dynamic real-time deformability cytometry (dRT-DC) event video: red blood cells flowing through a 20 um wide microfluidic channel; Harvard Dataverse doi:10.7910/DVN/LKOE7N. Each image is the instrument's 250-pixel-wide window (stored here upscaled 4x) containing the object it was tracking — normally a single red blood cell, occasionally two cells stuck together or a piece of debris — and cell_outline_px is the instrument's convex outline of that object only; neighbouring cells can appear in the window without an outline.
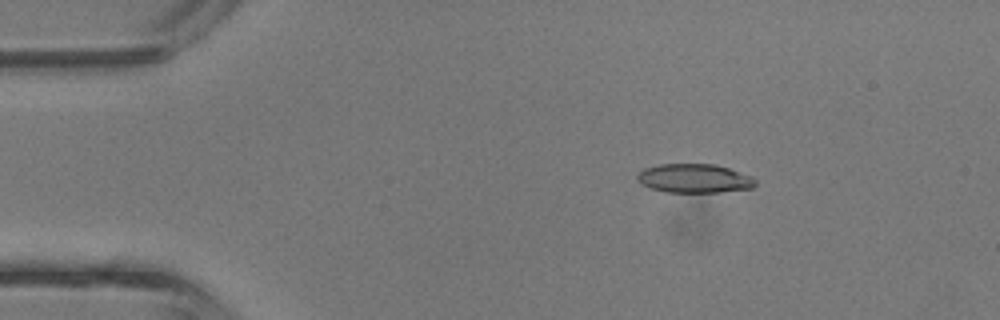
{"species": "common noctule bat (a hibernating species)", "species_latin": "Nyctalus noctula", "temperature_condition": "room temperature", "stored_images_in_passage": 42, "camera_frame_rate_fps": 3000, "um_per_image_px": 0.085, "animal": {"sex": "male", "body_mass_g": 13.3}, "frame": {"image": 1, "passage_image": 7, "time_ms": 2.0, "image_size_px": [1000, 320], "cell_outline_px": [[756, 184], [752, 188], [720, 192], [664, 192], [640, 184], [636, 180], [636, 176], [644, 168], [660, 164], [716, 164], [752, 176], [756, 180]], "centroid_in_image_um": [59.01, 15.16], "position_along_channel_um": 26.0, "area_um2": 20.0}}
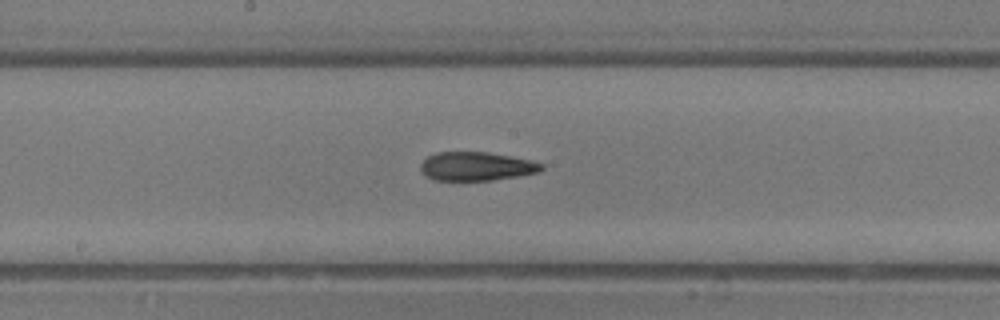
{"frame": {"image": 2, "passage_image": 22, "time_ms": 7.0, "image_size_px": [1000, 320], "cell_outline_px": [[544, 168], [540, 172], [492, 180], [432, 180], [420, 172], [420, 164], [428, 156], [436, 152], [488, 152], [528, 160], [544, 164]], "centroid_in_image_um": [40.45, 14.14], "position_along_channel_um": 207.7, "area_um2": 20.17}}
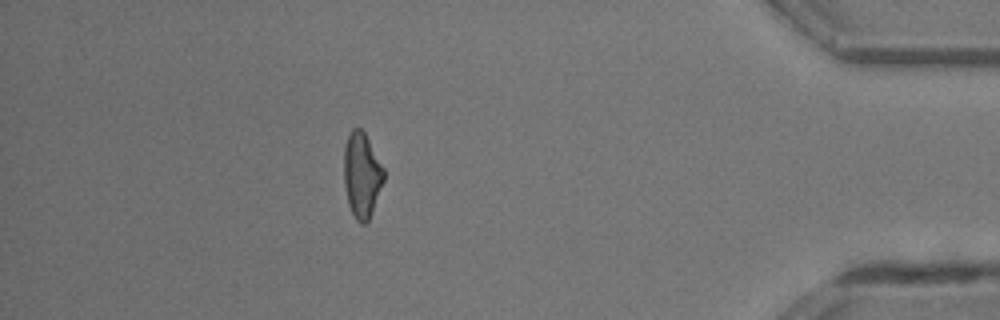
{"frame": {"image": 3, "passage_image": 37, "time_ms": 12.0, "image_size_px": [1000, 320], "cell_outline_px": [[384, 180], [372, 212], [368, 220], [364, 224], [360, 224], [356, 220], [348, 204], [344, 184], [344, 148], [348, 136], [352, 128], [360, 128], [364, 132], [384, 168]], "centroid_in_image_um": [30.75, 14.89], "position_along_channel_um": 404.5, "area_um2": 19.65}, "authors_computed_cell_mechanics": {"area_um2": 20.4034, "velocity_mm_per_s": 4.9301, "shape_relaxation_time_tau1_ms": null, "shape_relaxation_time_tau2_ms": 1.3408, "deformation_change_tau1": null, "deformation_change_tau2": 0.1013}}